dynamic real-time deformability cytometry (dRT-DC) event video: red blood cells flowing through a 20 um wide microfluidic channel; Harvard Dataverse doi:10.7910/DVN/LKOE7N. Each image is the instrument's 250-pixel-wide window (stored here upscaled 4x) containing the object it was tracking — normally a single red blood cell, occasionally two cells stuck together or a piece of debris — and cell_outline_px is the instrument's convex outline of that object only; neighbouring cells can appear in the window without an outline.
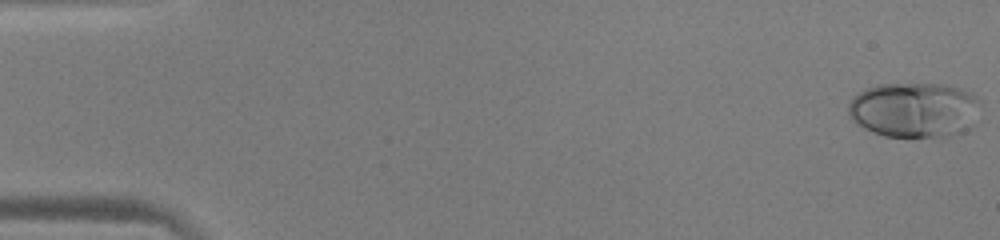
{"species": "human", "species_latin": "Homo sapiens", "temperature_condition": "warm", "stored_images_in_passage": 52, "camera_frame_rate_fps": 3000, "um_per_image_px": 0.085, "donor": {"sex": "male"}, "frame": {"image": 1, "passage_image": 1, "time_ms": 0.0, "image_size_px": [1000, 240], "cell_outline_px": [[976, 100], [972, 124], [964, 132], [948, 136], [884, 136], [872, 132], [864, 128], [848, 112], [848, 104], [852, 96], [876, 84], [944, 84], [972, 92], [976, 96]], "centroid_in_image_um": [77.67, 9.32], "position_along_channel_um": 7.3, "area_um2": 41.73}}
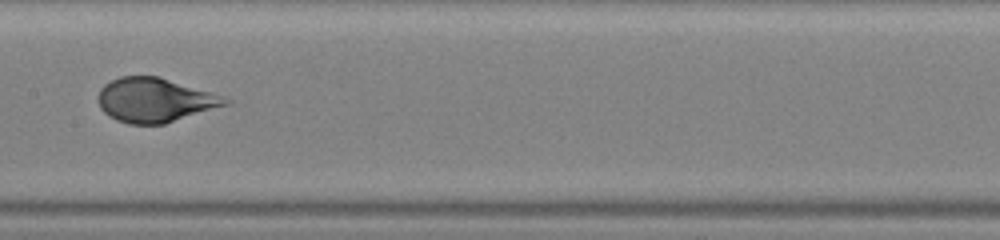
{"frame": {"image": 2, "passage_image": 27, "time_ms": 8.667, "image_size_px": [1000, 240], "cell_outline_px": [[232, 104], [164, 124], [128, 124], [116, 120], [108, 116], [100, 108], [100, 88], [104, 84], [120, 76], [160, 76], [232, 100]], "centroid_in_image_um": [13.17, 8.52], "position_along_channel_um": 194.2, "area_um2": 32.66}}
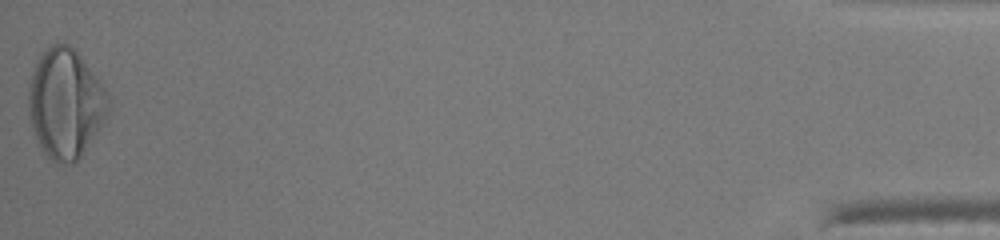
{"frame": {"image": 3, "passage_image": 52, "time_ms": 17.0, "image_size_px": [1000, 240], "cell_outline_px": [[108, 116], [80, 156], [72, 164], [56, 164], [44, 152], [32, 128], [28, 104], [28, 92], [32, 72], [40, 52], [52, 44], [68, 44], [80, 56], [108, 92]], "centroid_in_image_um": [5.55, 8.79], "position_along_channel_um": 429.6, "area_um2": 50.4}, "authors_computed_cell_mechanics": {"area_um2": 36.0094, "velocity_mm_per_s": 3.9799, "shape_relaxation_time_tau1_ms": 3.4331, "shape_relaxation_time_tau2_ms": null, "deformation_change_tau1": 0.2078, "deformation_change_tau2": null}}